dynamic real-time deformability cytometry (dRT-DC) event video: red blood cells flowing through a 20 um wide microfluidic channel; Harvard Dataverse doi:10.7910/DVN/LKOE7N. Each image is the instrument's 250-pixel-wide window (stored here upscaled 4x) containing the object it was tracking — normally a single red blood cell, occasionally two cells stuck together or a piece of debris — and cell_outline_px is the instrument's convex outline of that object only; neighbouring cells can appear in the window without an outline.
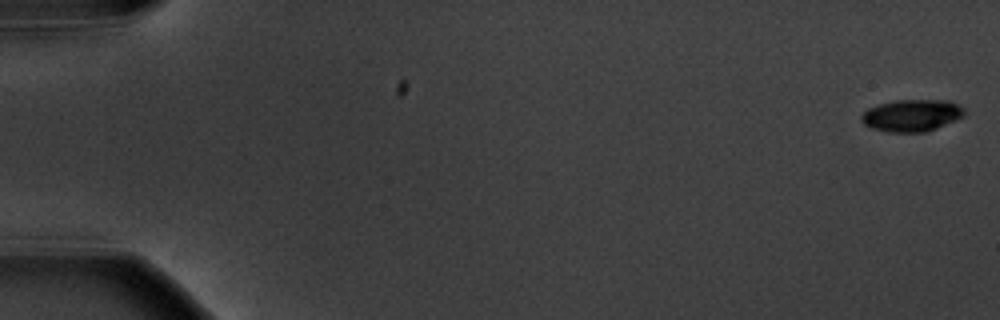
{"species": "common noctule bat (a hibernating species)", "species_latin": "Nyctalus noctula", "temperature_condition": "warm", "stored_images_in_passage": 5, "camera_frame_rate_fps": 3000, "um_per_image_px": 0.085, "animal": {"sex": "male", "body_mass_g": 20.1, "forearm_length_mm": 53.5}, "frame": {"image": 1, "passage_image": 1, "time_ms": 0.0, "image_size_px": [1000, 320], "cell_outline_px": [[964, 116], [936, 128], [924, 132], [888, 132], [872, 128], [864, 124], [860, 120], [860, 116], [868, 108], [880, 104], [896, 100], [948, 100], [964, 108]], "centroid_in_image_um": [77.48, 9.81], "position_along_channel_um": 7.5, "area_um2": 19.07}}